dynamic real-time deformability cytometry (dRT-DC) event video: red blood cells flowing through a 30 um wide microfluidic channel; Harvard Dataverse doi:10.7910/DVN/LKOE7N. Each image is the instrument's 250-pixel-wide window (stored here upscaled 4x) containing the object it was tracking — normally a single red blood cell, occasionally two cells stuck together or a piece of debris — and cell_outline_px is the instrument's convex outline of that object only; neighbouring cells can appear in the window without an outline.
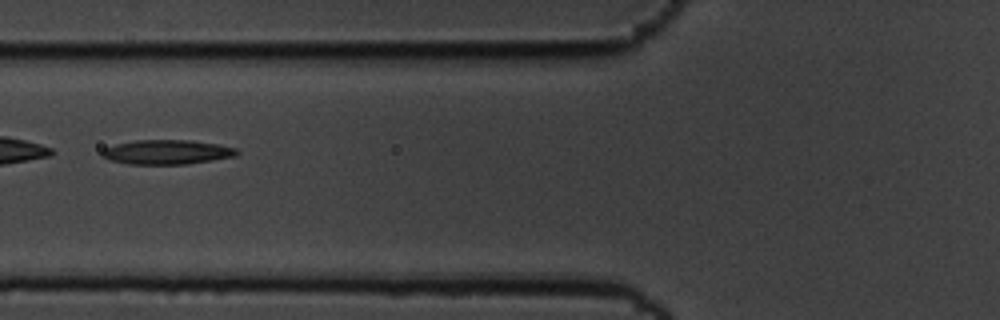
{"species": "common noctule bat (a hibernating species)", "species_latin": "Nyctalus noctula", "temperature_condition": "cold", "stored_images_in_passage": 57, "camera_frame_rate_fps": 3000, "um_per_image_px": 0.085, "animal": {"sex": "male", "body_mass_g": 19.5, "forearm_length_mm": 54.6}, "frame": {"image": 1, "passage_image": 23, "time_ms": 7.333, "image_size_px": [1000, 320], "cell_outline_px": [[240, 152], [236, 156], [212, 160], [184, 164], [128, 164], [108, 160], [100, 156], [100, 152], [104, 148], [116, 144], [136, 140], [192, 140], [216, 144], [236, 148]], "centroid_in_image_um": [14.15, 12.93], "position_along_channel_um": 111.7, "area_um2": 19.31}}
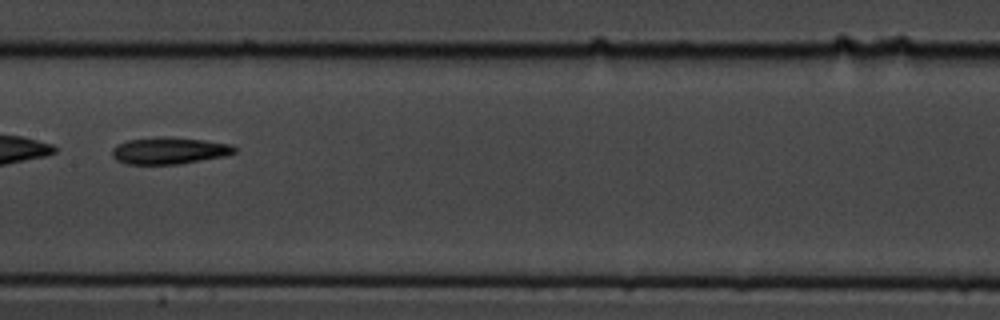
{"frame": {"image": 2, "passage_image": 30, "time_ms": 9.667, "image_size_px": [1000, 320], "cell_outline_px": [[236, 152], [224, 156], [176, 164], [128, 164], [116, 160], [112, 156], [112, 148], [116, 144], [128, 140], [156, 136], [164, 136], [204, 140], [232, 144], [236, 148]], "centroid_in_image_um": [14.35, 12.79], "position_along_channel_um": 193.0, "area_um2": 19.19}}
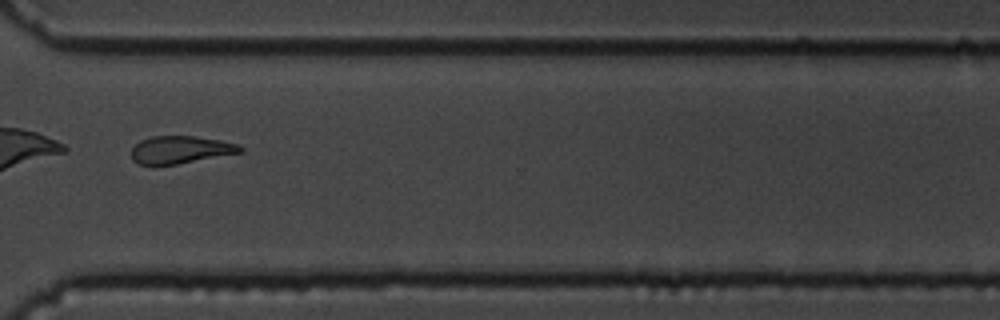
{"frame": {"image": 3, "passage_image": 44, "time_ms": 14.333, "image_size_px": [1000, 320], "cell_outline_px": [[244, 152], [176, 164], [152, 168], [140, 164], [132, 160], [132, 148], [140, 140], [152, 136], [196, 136], [220, 140], [236, 144], [244, 148]], "centroid_in_image_um": [15.3, 12.75], "position_along_channel_um": 355.3, "area_um2": 17.86}, "authors_computed_cell_mechanics": {"area_um2": 19.8254, "velocity_mm_per_s": 3.4824, "shape_relaxation_time_tau1_ms": 10.363, "shape_relaxation_time_tau2_ms": 11.3514, "deformation_change_tau1": 0.1938, "deformation_change_tau2": 0.2505}}